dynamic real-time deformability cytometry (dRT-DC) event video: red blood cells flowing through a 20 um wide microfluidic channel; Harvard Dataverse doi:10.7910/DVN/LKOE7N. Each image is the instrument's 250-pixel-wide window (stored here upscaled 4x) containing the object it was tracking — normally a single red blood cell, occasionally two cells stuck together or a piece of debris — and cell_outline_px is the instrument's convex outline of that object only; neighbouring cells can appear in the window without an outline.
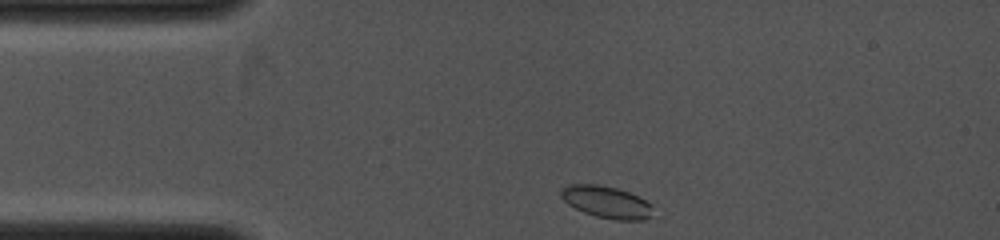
{"species": "common noctule bat (a hibernating species)", "species_latin": "Nyctalus noctula", "temperature_condition": "cold", "stored_images_in_passage": 33, "camera_frame_rate_fps": 4000, "um_per_image_px": 0.085, "animal": {"sex": "female", "body_mass_g": 19.0, "forearm_length_mm": 53.3}, "frame": {"image": 1, "passage_image": 1, "time_ms": 0.0, "image_size_px": [1000, 240], "cell_outline_px": [[652, 204], [648, 216], [644, 220], [616, 220], [596, 216], [584, 212], [568, 204], [560, 196], [560, 192], [568, 184], [600, 184], [616, 188], [628, 192]], "centroid_in_image_um": [51.51, 17.16], "position_along_channel_um": 33.5, "area_um2": 16.82}}
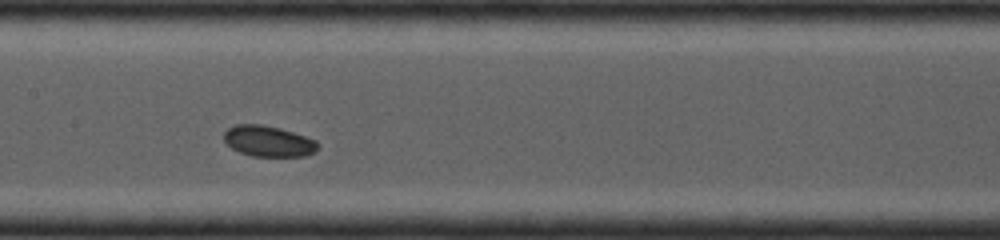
{"frame": {"image": 2, "passage_image": 15, "time_ms": 3.75, "image_size_px": [1000, 240], "cell_outline_px": [[320, 144], [316, 152], [308, 156], [252, 156], [240, 152], [232, 148], [224, 140], [224, 132], [228, 128], [236, 124], [260, 124], [280, 128], [316, 140]], "centroid_in_image_um": [22.84, 12.0], "position_along_channel_um": 184.6, "area_um2": 16.94}}
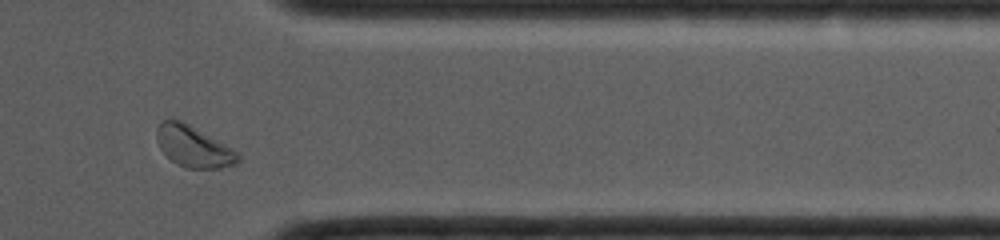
{"frame": {"image": 3, "passage_image": 29, "time_ms": 8.0, "image_size_px": [1000, 240], "cell_outline_px": [[240, 160], [236, 164], [220, 168], [184, 168], [176, 164], [160, 148], [156, 140], [156, 128], [164, 120], [180, 120], [188, 124], [232, 148], [240, 156]], "centroid_in_image_um": [16.44, 12.47], "position_along_channel_um": 395.0, "area_um2": 19.25}}